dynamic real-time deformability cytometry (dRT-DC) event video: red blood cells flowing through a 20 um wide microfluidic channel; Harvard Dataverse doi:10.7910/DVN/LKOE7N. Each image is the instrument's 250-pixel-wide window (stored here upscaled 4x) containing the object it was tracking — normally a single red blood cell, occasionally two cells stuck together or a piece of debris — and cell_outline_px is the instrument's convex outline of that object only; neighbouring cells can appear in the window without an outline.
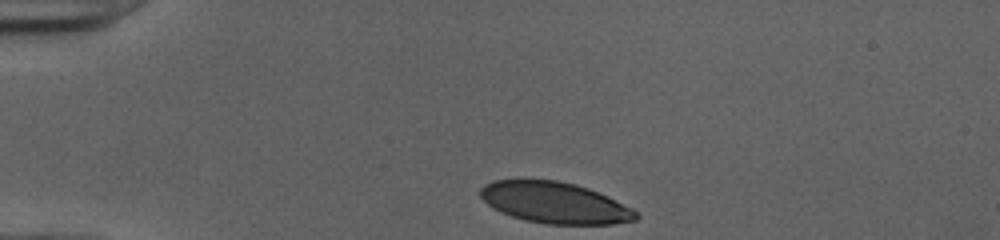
{"species": "human", "species_latin": "Homo sapiens", "temperature_condition": "cold", "stored_images_in_passage": 32, "camera_frame_rate_fps": 3000, "um_per_image_px": 0.085, "donor": {"sex": "female"}, "frame": {"image": 1, "passage_image": 1, "time_ms": 0.0, "image_size_px": [1000, 240], "cell_outline_px": [[640, 216], [636, 220], [612, 224], [548, 224], [524, 220], [500, 212], [492, 208], [480, 196], [480, 188], [484, 184], [496, 180], [556, 180], [576, 184], [588, 188], [608, 196], [632, 208]], "centroid_in_image_um": [47.16, 17.23], "position_along_channel_um": 37.8, "area_um2": 37.34}}
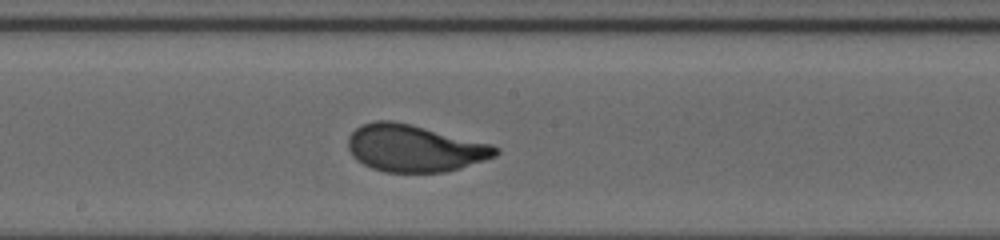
{"frame": {"image": 2, "passage_image": 18, "time_ms": 5.667, "image_size_px": [1000, 240], "cell_outline_px": [[500, 152], [496, 156], [460, 168], [444, 172], [384, 172], [372, 168], [356, 160], [352, 156], [348, 148], [348, 136], [360, 124], [372, 120], [392, 120], [412, 124], [492, 144], [500, 148]], "centroid_in_image_um": [35.22, 12.59], "position_along_channel_um": 213.0, "area_um2": 40.75}}
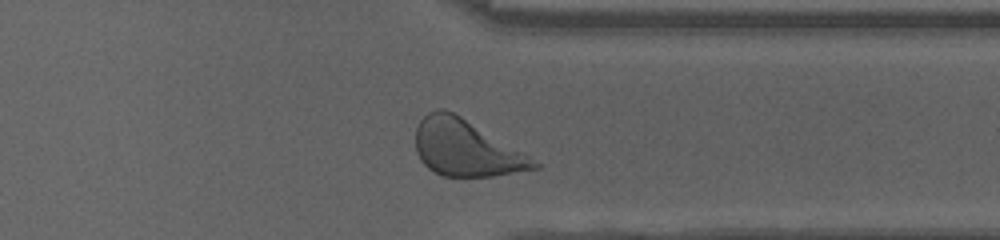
{"frame": {"image": 3, "passage_image": 30, "time_ms": 9.667, "image_size_px": [1000, 240], "cell_outline_px": [[540, 168], [492, 176], [440, 176], [428, 168], [420, 160], [416, 152], [416, 128], [420, 120], [428, 112], [436, 108], [444, 108], [460, 116], [528, 156], [540, 164]], "centroid_in_image_um": [39.54, 12.59], "position_along_channel_um": 371.9, "area_um2": 38.15}, "authors_computed_cell_mechanics": {"area_um2": 39.7664, "velocity_mm_per_s": 3.9697, "shape_relaxation_time_tau1_ms": 2.9829, "shape_relaxation_time_tau2_ms": null, "deformation_change_tau1": 0.1704, "deformation_change_tau2": null}}